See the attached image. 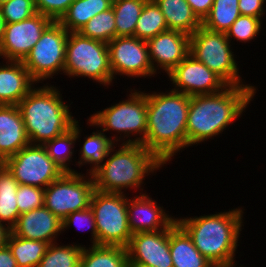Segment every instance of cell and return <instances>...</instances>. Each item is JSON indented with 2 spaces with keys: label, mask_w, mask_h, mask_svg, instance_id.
I'll use <instances>...</instances> for the list:
<instances>
[{
  "label": "cell",
  "mask_w": 266,
  "mask_h": 267,
  "mask_svg": "<svg viewBox=\"0 0 266 267\" xmlns=\"http://www.w3.org/2000/svg\"><path fill=\"white\" fill-rule=\"evenodd\" d=\"M19 184L46 188L58 179L64 171L48 156L43 145H33L21 149L5 160Z\"/></svg>",
  "instance_id": "cell-12"
},
{
  "label": "cell",
  "mask_w": 266,
  "mask_h": 267,
  "mask_svg": "<svg viewBox=\"0 0 266 267\" xmlns=\"http://www.w3.org/2000/svg\"><path fill=\"white\" fill-rule=\"evenodd\" d=\"M168 30L164 15L154 0H147L137 21L134 37L147 41Z\"/></svg>",
  "instance_id": "cell-32"
},
{
  "label": "cell",
  "mask_w": 266,
  "mask_h": 267,
  "mask_svg": "<svg viewBox=\"0 0 266 267\" xmlns=\"http://www.w3.org/2000/svg\"><path fill=\"white\" fill-rule=\"evenodd\" d=\"M80 120H77L72 128L65 133L47 141L43 146L46 148L48 156L64 171L77 172L70 164L74 156V145L81 137Z\"/></svg>",
  "instance_id": "cell-26"
},
{
  "label": "cell",
  "mask_w": 266,
  "mask_h": 267,
  "mask_svg": "<svg viewBox=\"0 0 266 267\" xmlns=\"http://www.w3.org/2000/svg\"><path fill=\"white\" fill-rule=\"evenodd\" d=\"M62 231V221L45 206L21 213L11 228L15 236L55 243Z\"/></svg>",
  "instance_id": "cell-19"
},
{
  "label": "cell",
  "mask_w": 266,
  "mask_h": 267,
  "mask_svg": "<svg viewBox=\"0 0 266 267\" xmlns=\"http://www.w3.org/2000/svg\"><path fill=\"white\" fill-rule=\"evenodd\" d=\"M147 45L156 76L159 69L169 74L189 55L190 35L177 30H167L148 39Z\"/></svg>",
  "instance_id": "cell-17"
},
{
  "label": "cell",
  "mask_w": 266,
  "mask_h": 267,
  "mask_svg": "<svg viewBox=\"0 0 266 267\" xmlns=\"http://www.w3.org/2000/svg\"><path fill=\"white\" fill-rule=\"evenodd\" d=\"M127 250L120 246L84 245L80 267H128Z\"/></svg>",
  "instance_id": "cell-27"
},
{
  "label": "cell",
  "mask_w": 266,
  "mask_h": 267,
  "mask_svg": "<svg viewBox=\"0 0 266 267\" xmlns=\"http://www.w3.org/2000/svg\"><path fill=\"white\" fill-rule=\"evenodd\" d=\"M147 133L143 146L164 165L187 147V116L190 96L181 92L145 93ZM173 157V158H172Z\"/></svg>",
  "instance_id": "cell-1"
},
{
  "label": "cell",
  "mask_w": 266,
  "mask_h": 267,
  "mask_svg": "<svg viewBox=\"0 0 266 267\" xmlns=\"http://www.w3.org/2000/svg\"><path fill=\"white\" fill-rule=\"evenodd\" d=\"M4 29H5V21L2 17V14H1V9H0V42L3 38V34H4Z\"/></svg>",
  "instance_id": "cell-44"
},
{
  "label": "cell",
  "mask_w": 266,
  "mask_h": 267,
  "mask_svg": "<svg viewBox=\"0 0 266 267\" xmlns=\"http://www.w3.org/2000/svg\"><path fill=\"white\" fill-rule=\"evenodd\" d=\"M128 267H151V266L142 265V264H135V263H128Z\"/></svg>",
  "instance_id": "cell-45"
},
{
  "label": "cell",
  "mask_w": 266,
  "mask_h": 267,
  "mask_svg": "<svg viewBox=\"0 0 266 267\" xmlns=\"http://www.w3.org/2000/svg\"><path fill=\"white\" fill-rule=\"evenodd\" d=\"M113 0H74L58 22L68 32H79L97 14L112 7Z\"/></svg>",
  "instance_id": "cell-24"
},
{
  "label": "cell",
  "mask_w": 266,
  "mask_h": 267,
  "mask_svg": "<svg viewBox=\"0 0 266 267\" xmlns=\"http://www.w3.org/2000/svg\"><path fill=\"white\" fill-rule=\"evenodd\" d=\"M148 194H136L133 199L127 196V213L132 234L168 229L175 221L163 206H160Z\"/></svg>",
  "instance_id": "cell-18"
},
{
  "label": "cell",
  "mask_w": 266,
  "mask_h": 267,
  "mask_svg": "<svg viewBox=\"0 0 266 267\" xmlns=\"http://www.w3.org/2000/svg\"><path fill=\"white\" fill-rule=\"evenodd\" d=\"M147 0H113L116 37L134 36L137 21Z\"/></svg>",
  "instance_id": "cell-31"
},
{
  "label": "cell",
  "mask_w": 266,
  "mask_h": 267,
  "mask_svg": "<svg viewBox=\"0 0 266 267\" xmlns=\"http://www.w3.org/2000/svg\"><path fill=\"white\" fill-rule=\"evenodd\" d=\"M0 64V104L17 105L37 84L22 61Z\"/></svg>",
  "instance_id": "cell-20"
},
{
  "label": "cell",
  "mask_w": 266,
  "mask_h": 267,
  "mask_svg": "<svg viewBox=\"0 0 266 267\" xmlns=\"http://www.w3.org/2000/svg\"><path fill=\"white\" fill-rule=\"evenodd\" d=\"M85 141L80 148L79 159L75 164L78 167L82 165H90V169H86L87 174H92L96 171L106 160V157L111 148L116 144L111 136H107L102 130L93 131L92 134L84 137ZM89 171V172H88Z\"/></svg>",
  "instance_id": "cell-25"
},
{
  "label": "cell",
  "mask_w": 266,
  "mask_h": 267,
  "mask_svg": "<svg viewBox=\"0 0 266 267\" xmlns=\"http://www.w3.org/2000/svg\"><path fill=\"white\" fill-rule=\"evenodd\" d=\"M169 247L173 267H213L194 246L188 233L175 221L169 227Z\"/></svg>",
  "instance_id": "cell-22"
},
{
  "label": "cell",
  "mask_w": 266,
  "mask_h": 267,
  "mask_svg": "<svg viewBox=\"0 0 266 267\" xmlns=\"http://www.w3.org/2000/svg\"><path fill=\"white\" fill-rule=\"evenodd\" d=\"M237 262L234 264H230V265H217V266H213V267H236ZM239 267H243L242 265H240Z\"/></svg>",
  "instance_id": "cell-46"
},
{
  "label": "cell",
  "mask_w": 266,
  "mask_h": 267,
  "mask_svg": "<svg viewBox=\"0 0 266 267\" xmlns=\"http://www.w3.org/2000/svg\"><path fill=\"white\" fill-rule=\"evenodd\" d=\"M129 92L127 99L90 115L87 124L101 128L104 133L110 130L120 134L111 137L116 144H143L147 133V97L139 89ZM131 135L136 138H130Z\"/></svg>",
  "instance_id": "cell-6"
},
{
  "label": "cell",
  "mask_w": 266,
  "mask_h": 267,
  "mask_svg": "<svg viewBox=\"0 0 266 267\" xmlns=\"http://www.w3.org/2000/svg\"><path fill=\"white\" fill-rule=\"evenodd\" d=\"M113 79L126 77H154L147 41L134 36L115 37L108 43Z\"/></svg>",
  "instance_id": "cell-13"
},
{
  "label": "cell",
  "mask_w": 266,
  "mask_h": 267,
  "mask_svg": "<svg viewBox=\"0 0 266 267\" xmlns=\"http://www.w3.org/2000/svg\"><path fill=\"white\" fill-rule=\"evenodd\" d=\"M0 9L5 24L21 22L37 13L34 0H9Z\"/></svg>",
  "instance_id": "cell-36"
},
{
  "label": "cell",
  "mask_w": 266,
  "mask_h": 267,
  "mask_svg": "<svg viewBox=\"0 0 266 267\" xmlns=\"http://www.w3.org/2000/svg\"><path fill=\"white\" fill-rule=\"evenodd\" d=\"M94 190L91 174L64 172L45 188L44 206L63 221L70 213L88 208Z\"/></svg>",
  "instance_id": "cell-11"
},
{
  "label": "cell",
  "mask_w": 266,
  "mask_h": 267,
  "mask_svg": "<svg viewBox=\"0 0 266 267\" xmlns=\"http://www.w3.org/2000/svg\"><path fill=\"white\" fill-rule=\"evenodd\" d=\"M7 245L18 267H38L49 244L40 240L25 239L10 233Z\"/></svg>",
  "instance_id": "cell-29"
},
{
  "label": "cell",
  "mask_w": 266,
  "mask_h": 267,
  "mask_svg": "<svg viewBox=\"0 0 266 267\" xmlns=\"http://www.w3.org/2000/svg\"><path fill=\"white\" fill-rule=\"evenodd\" d=\"M68 35L69 32L58 21H53L22 61L37 84L64 73Z\"/></svg>",
  "instance_id": "cell-10"
},
{
  "label": "cell",
  "mask_w": 266,
  "mask_h": 267,
  "mask_svg": "<svg viewBox=\"0 0 266 267\" xmlns=\"http://www.w3.org/2000/svg\"><path fill=\"white\" fill-rule=\"evenodd\" d=\"M84 245L49 244L38 267H80V258Z\"/></svg>",
  "instance_id": "cell-33"
},
{
  "label": "cell",
  "mask_w": 266,
  "mask_h": 267,
  "mask_svg": "<svg viewBox=\"0 0 266 267\" xmlns=\"http://www.w3.org/2000/svg\"><path fill=\"white\" fill-rule=\"evenodd\" d=\"M7 1H9V0H0V6H1L3 3H6Z\"/></svg>",
  "instance_id": "cell-48"
},
{
  "label": "cell",
  "mask_w": 266,
  "mask_h": 267,
  "mask_svg": "<svg viewBox=\"0 0 266 267\" xmlns=\"http://www.w3.org/2000/svg\"><path fill=\"white\" fill-rule=\"evenodd\" d=\"M11 233V229L0 222V248L4 247L7 244L8 237Z\"/></svg>",
  "instance_id": "cell-43"
},
{
  "label": "cell",
  "mask_w": 266,
  "mask_h": 267,
  "mask_svg": "<svg viewBox=\"0 0 266 267\" xmlns=\"http://www.w3.org/2000/svg\"><path fill=\"white\" fill-rule=\"evenodd\" d=\"M266 0H239L240 15L252 16L262 20L266 10Z\"/></svg>",
  "instance_id": "cell-40"
},
{
  "label": "cell",
  "mask_w": 266,
  "mask_h": 267,
  "mask_svg": "<svg viewBox=\"0 0 266 267\" xmlns=\"http://www.w3.org/2000/svg\"><path fill=\"white\" fill-rule=\"evenodd\" d=\"M196 16L203 21L210 13L214 0H186Z\"/></svg>",
  "instance_id": "cell-41"
},
{
  "label": "cell",
  "mask_w": 266,
  "mask_h": 267,
  "mask_svg": "<svg viewBox=\"0 0 266 267\" xmlns=\"http://www.w3.org/2000/svg\"><path fill=\"white\" fill-rule=\"evenodd\" d=\"M37 13L58 21L74 0H34Z\"/></svg>",
  "instance_id": "cell-39"
},
{
  "label": "cell",
  "mask_w": 266,
  "mask_h": 267,
  "mask_svg": "<svg viewBox=\"0 0 266 267\" xmlns=\"http://www.w3.org/2000/svg\"><path fill=\"white\" fill-rule=\"evenodd\" d=\"M29 144L18 106L0 104V154L7 159Z\"/></svg>",
  "instance_id": "cell-21"
},
{
  "label": "cell",
  "mask_w": 266,
  "mask_h": 267,
  "mask_svg": "<svg viewBox=\"0 0 266 267\" xmlns=\"http://www.w3.org/2000/svg\"><path fill=\"white\" fill-rule=\"evenodd\" d=\"M126 193L94 190L90 207L97 229V245L126 248L132 232L129 228Z\"/></svg>",
  "instance_id": "cell-8"
},
{
  "label": "cell",
  "mask_w": 266,
  "mask_h": 267,
  "mask_svg": "<svg viewBox=\"0 0 266 267\" xmlns=\"http://www.w3.org/2000/svg\"><path fill=\"white\" fill-rule=\"evenodd\" d=\"M167 76L174 86L171 90L190 97L214 94L228 86L220 76L190 54Z\"/></svg>",
  "instance_id": "cell-15"
},
{
  "label": "cell",
  "mask_w": 266,
  "mask_h": 267,
  "mask_svg": "<svg viewBox=\"0 0 266 267\" xmlns=\"http://www.w3.org/2000/svg\"><path fill=\"white\" fill-rule=\"evenodd\" d=\"M154 1L164 15L168 30H177L192 35L202 26V21L186 0Z\"/></svg>",
  "instance_id": "cell-23"
},
{
  "label": "cell",
  "mask_w": 266,
  "mask_h": 267,
  "mask_svg": "<svg viewBox=\"0 0 266 267\" xmlns=\"http://www.w3.org/2000/svg\"><path fill=\"white\" fill-rule=\"evenodd\" d=\"M242 207L210 215L176 217V222L188 233L194 246L214 266L234 264L242 231Z\"/></svg>",
  "instance_id": "cell-3"
},
{
  "label": "cell",
  "mask_w": 266,
  "mask_h": 267,
  "mask_svg": "<svg viewBox=\"0 0 266 267\" xmlns=\"http://www.w3.org/2000/svg\"><path fill=\"white\" fill-rule=\"evenodd\" d=\"M116 145L109 151L106 161L91 174L95 189L113 193L136 189L143 193L145 176L160 171L164 164L142 144L121 143L118 151Z\"/></svg>",
  "instance_id": "cell-5"
},
{
  "label": "cell",
  "mask_w": 266,
  "mask_h": 267,
  "mask_svg": "<svg viewBox=\"0 0 266 267\" xmlns=\"http://www.w3.org/2000/svg\"><path fill=\"white\" fill-rule=\"evenodd\" d=\"M44 188L19 184L16 199L19 213L44 206Z\"/></svg>",
  "instance_id": "cell-37"
},
{
  "label": "cell",
  "mask_w": 266,
  "mask_h": 267,
  "mask_svg": "<svg viewBox=\"0 0 266 267\" xmlns=\"http://www.w3.org/2000/svg\"><path fill=\"white\" fill-rule=\"evenodd\" d=\"M75 225H76V228L79 227L80 229H82V227H84V226H85V228H90V231H91V238H90L91 240L90 241L92 243L91 245H97L96 223H95V219H94V214H93L90 206L86 209L70 213L62 221V231L65 232L71 226H75ZM86 230H88V229H86Z\"/></svg>",
  "instance_id": "cell-38"
},
{
  "label": "cell",
  "mask_w": 266,
  "mask_h": 267,
  "mask_svg": "<svg viewBox=\"0 0 266 267\" xmlns=\"http://www.w3.org/2000/svg\"><path fill=\"white\" fill-rule=\"evenodd\" d=\"M64 75L69 78L84 77L100 85H112L108 44L69 32L66 43Z\"/></svg>",
  "instance_id": "cell-7"
},
{
  "label": "cell",
  "mask_w": 266,
  "mask_h": 267,
  "mask_svg": "<svg viewBox=\"0 0 266 267\" xmlns=\"http://www.w3.org/2000/svg\"><path fill=\"white\" fill-rule=\"evenodd\" d=\"M52 22L50 17L36 13L21 22L5 24L0 42L1 58L4 61H23Z\"/></svg>",
  "instance_id": "cell-14"
},
{
  "label": "cell",
  "mask_w": 266,
  "mask_h": 267,
  "mask_svg": "<svg viewBox=\"0 0 266 267\" xmlns=\"http://www.w3.org/2000/svg\"><path fill=\"white\" fill-rule=\"evenodd\" d=\"M19 183L6 167L0 165V222L10 229L16 224L20 215L17 206V189Z\"/></svg>",
  "instance_id": "cell-28"
},
{
  "label": "cell",
  "mask_w": 266,
  "mask_h": 267,
  "mask_svg": "<svg viewBox=\"0 0 266 267\" xmlns=\"http://www.w3.org/2000/svg\"><path fill=\"white\" fill-rule=\"evenodd\" d=\"M17 104L30 144L44 145L73 127L77 118L64 103L58 87L44 84L36 87ZM58 88V89H57Z\"/></svg>",
  "instance_id": "cell-4"
},
{
  "label": "cell",
  "mask_w": 266,
  "mask_h": 267,
  "mask_svg": "<svg viewBox=\"0 0 266 267\" xmlns=\"http://www.w3.org/2000/svg\"><path fill=\"white\" fill-rule=\"evenodd\" d=\"M5 158L0 154V165H3L5 163Z\"/></svg>",
  "instance_id": "cell-47"
},
{
  "label": "cell",
  "mask_w": 266,
  "mask_h": 267,
  "mask_svg": "<svg viewBox=\"0 0 266 267\" xmlns=\"http://www.w3.org/2000/svg\"><path fill=\"white\" fill-rule=\"evenodd\" d=\"M257 87L228 85L214 94L190 97L187 148L212 139L234 124L254 98Z\"/></svg>",
  "instance_id": "cell-2"
},
{
  "label": "cell",
  "mask_w": 266,
  "mask_h": 267,
  "mask_svg": "<svg viewBox=\"0 0 266 267\" xmlns=\"http://www.w3.org/2000/svg\"><path fill=\"white\" fill-rule=\"evenodd\" d=\"M239 16V0H214L202 26L213 32L226 33Z\"/></svg>",
  "instance_id": "cell-30"
},
{
  "label": "cell",
  "mask_w": 266,
  "mask_h": 267,
  "mask_svg": "<svg viewBox=\"0 0 266 267\" xmlns=\"http://www.w3.org/2000/svg\"><path fill=\"white\" fill-rule=\"evenodd\" d=\"M0 267H18L17 262L7 244L0 248Z\"/></svg>",
  "instance_id": "cell-42"
},
{
  "label": "cell",
  "mask_w": 266,
  "mask_h": 267,
  "mask_svg": "<svg viewBox=\"0 0 266 267\" xmlns=\"http://www.w3.org/2000/svg\"><path fill=\"white\" fill-rule=\"evenodd\" d=\"M115 14L110 9L101 12L89 20L79 31L84 36L104 43H109L116 37Z\"/></svg>",
  "instance_id": "cell-34"
},
{
  "label": "cell",
  "mask_w": 266,
  "mask_h": 267,
  "mask_svg": "<svg viewBox=\"0 0 266 267\" xmlns=\"http://www.w3.org/2000/svg\"><path fill=\"white\" fill-rule=\"evenodd\" d=\"M230 43L226 33L213 32L201 26L190 35L189 54L215 72L228 85L252 86L243 82Z\"/></svg>",
  "instance_id": "cell-9"
},
{
  "label": "cell",
  "mask_w": 266,
  "mask_h": 267,
  "mask_svg": "<svg viewBox=\"0 0 266 267\" xmlns=\"http://www.w3.org/2000/svg\"><path fill=\"white\" fill-rule=\"evenodd\" d=\"M126 250L129 263L151 267H173L169 228L133 234Z\"/></svg>",
  "instance_id": "cell-16"
},
{
  "label": "cell",
  "mask_w": 266,
  "mask_h": 267,
  "mask_svg": "<svg viewBox=\"0 0 266 267\" xmlns=\"http://www.w3.org/2000/svg\"><path fill=\"white\" fill-rule=\"evenodd\" d=\"M261 24L263 25L260 18L240 15L226 32L227 38L230 42L232 39H235L237 42L249 43V41L258 37V33H260L262 29Z\"/></svg>",
  "instance_id": "cell-35"
}]
</instances>
